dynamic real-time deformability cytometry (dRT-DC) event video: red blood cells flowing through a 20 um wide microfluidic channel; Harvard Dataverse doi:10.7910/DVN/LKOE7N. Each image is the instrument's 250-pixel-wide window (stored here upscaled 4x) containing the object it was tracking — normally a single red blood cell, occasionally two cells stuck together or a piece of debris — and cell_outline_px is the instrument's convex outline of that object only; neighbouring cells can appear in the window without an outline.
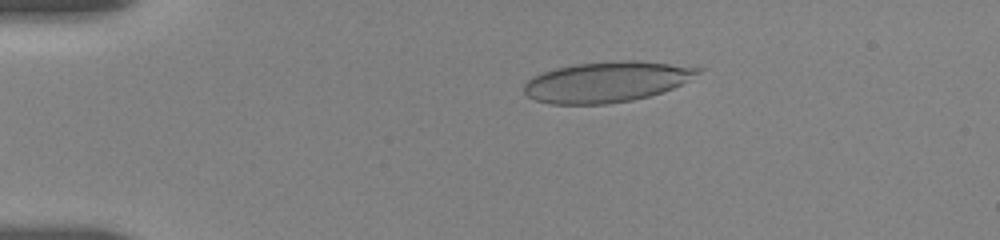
{"species": "human", "species_latin": "Homo sapiens", "temperature_condition": "room temperature", "stored_images_in_passage": 24, "camera_frame_rate_fps": 3000, "um_per_image_px": 0.085, "donor": {"sex": "female"}, "frame": {"image": 1, "passage_image": 15, "time_ms": 2.333, "image_size_px": [1000, 240], "cell_outline_px": [[704, 68], [700, 72], [680, 84], [672, 88], [648, 96], [632, 100], [604, 104], [552, 104], [536, 100], [528, 96], [524, 92], [524, 84], [532, 76], [556, 68], [576, 64], [620, 60], [632, 60]], "centroid_in_image_um": [51.52, 6.96], "position_along_channel_um": 33.5, "area_um2": 40.58}}